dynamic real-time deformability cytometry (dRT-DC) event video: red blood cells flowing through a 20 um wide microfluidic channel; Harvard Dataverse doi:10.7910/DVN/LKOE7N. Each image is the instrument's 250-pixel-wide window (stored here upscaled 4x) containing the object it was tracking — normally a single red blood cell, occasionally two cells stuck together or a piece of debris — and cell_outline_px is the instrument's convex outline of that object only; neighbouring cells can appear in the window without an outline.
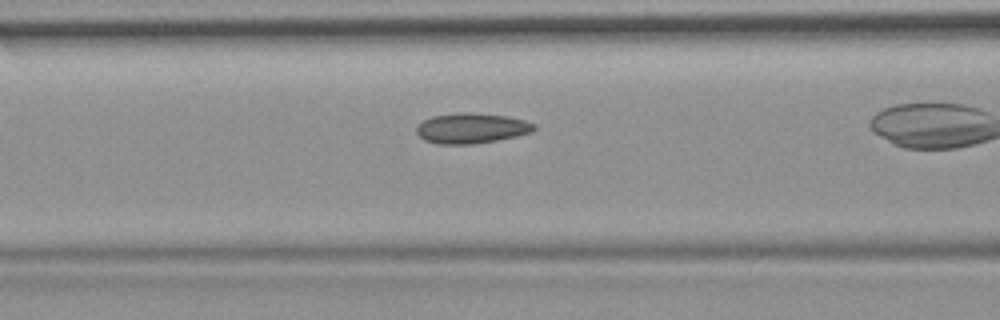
{"species": "common noctule bat (a hibernating species)", "species_latin": "Nyctalus noctula", "temperature_condition": "room temperature", "stored_images_in_passage": 36, "camera_frame_rate_fps": 3000, "um_per_image_px": 0.085, "animal": {"sex": "female", "body_mass_g": 19.9}, "frame": {"image": 1, "passage_image": 16, "time_ms": 5.0, "image_size_px": [1000, 320], "cell_outline_px": [[536, 128], [532, 132], [516, 136], [496, 140], [472, 144], [436, 144], [424, 140], [416, 132], [416, 128], [424, 120], [432, 116], [460, 112], [472, 112], [508, 116], [524, 120], [536, 124]], "centroid_in_image_um": [40.08, 10.89], "position_along_channel_um": 126.5, "area_um2": 20.81}}